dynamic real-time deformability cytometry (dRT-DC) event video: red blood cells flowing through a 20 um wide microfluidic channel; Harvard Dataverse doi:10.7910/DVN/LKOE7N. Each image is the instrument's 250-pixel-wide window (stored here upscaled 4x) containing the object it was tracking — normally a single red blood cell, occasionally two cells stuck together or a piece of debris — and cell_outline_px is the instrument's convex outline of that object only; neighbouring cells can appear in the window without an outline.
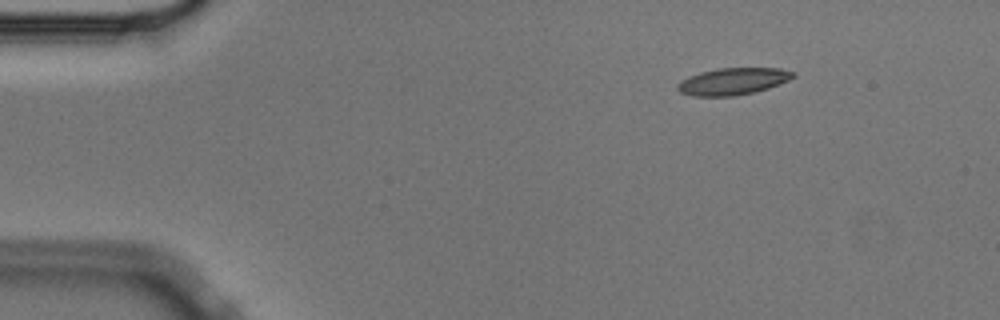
{"species": "Egyptian fruit bat (a non-hibernating species)", "species_latin": "Rousettus aegyptiacus", "temperature_condition": "cold", "stored_images_in_passage": 49, "camera_frame_rate_fps": 3000, "um_per_image_px": 0.085, "animal": {"sex": "male"}, "frame": {"image": 1, "passage_image": 1, "time_ms": 0.0, "image_size_px": [1000, 320], "cell_outline_px": [[796, 76], [788, 80], [768, 88], [752, 92], [732, 96], [692, 96], [680, 92], [676, 88], [676, 84], [680, 80], [688, 76], [700, 72], [716, 68], [780, 68], [796, 72]], "centroid_in_image_um": [62.26, 6.9], "position_along_channel_um": 22.7, "area_um2": 18.21}}
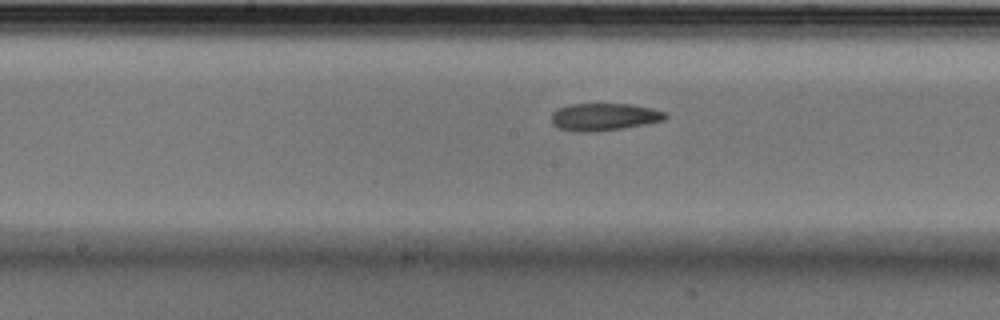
{"frame": {"image": 2, "passage_image": 22, "time_ms": 7.0, "image_size_px": [1000, 320], "cell_outline_px": [[668, 116], [664, 120], [624, 128], [592, 132], [572, 132], [560, 128], [552, 124], [552, 112], [556, 108], [572, 104], [628, 104], [652, 108], [664, 112]], "centroid_in_image_um": [51.31, 9.94], "position_along_channel_um": 196.9, "area_um2": 18.21}}
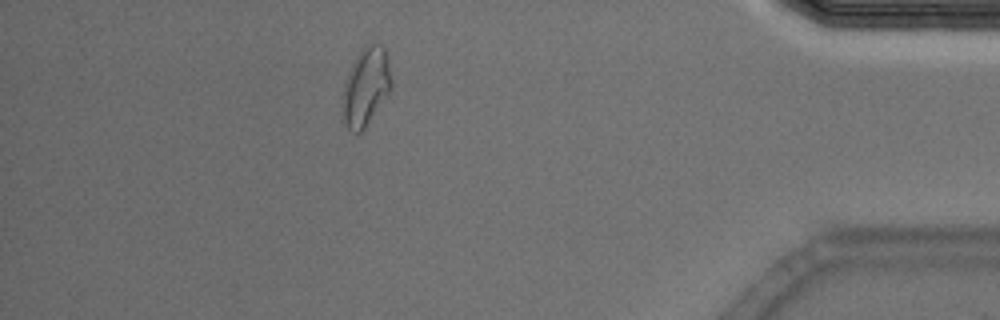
{"frame": {"image": 3, "passage_image": 43, "time_ms": 14.0, "image_size_px": [1000, 320], "cell_outline_px": [[392, 88], [364, 128], [360, 132], [352, 132], [344, 124], [340, 112], [344, 84], [348, 72], [356, 56], [364, 48], [372, 44], [380, 44], [384, 48], [388, 56], [392, 80]], "centroid_in_image_um": [31.08, 7.4], "position_along_channel_um": 404.1, "area_um2": 22.25}, "authors_computed_cell_mechanics": {"area_um2": 18.8428, "velocity_mm_per_s": 3.5776, "shape_relaxation_time_tau1_ms": null, "shape_relaxation_time_tau2_ms": 7.1613, "deformation_change_tau1": null, "deformation_change_tau2": 0.1498}}